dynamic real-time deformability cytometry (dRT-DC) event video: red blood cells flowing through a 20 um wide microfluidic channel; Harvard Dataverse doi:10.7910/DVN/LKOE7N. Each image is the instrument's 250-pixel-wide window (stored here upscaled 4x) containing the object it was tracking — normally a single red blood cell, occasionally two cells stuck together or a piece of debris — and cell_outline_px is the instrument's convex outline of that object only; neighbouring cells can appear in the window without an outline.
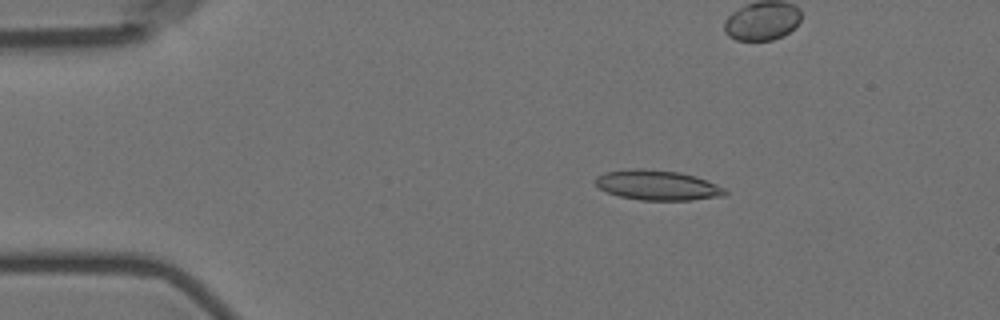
{"species": "Egyptian fruit bat (a non-hibernating species)", "species_latin": "Rousettus aegyptiacus", "temperature_condition": "room temperature", "stored_images_in_passage": 8, "camera_frame_rate_fps": 3000, "um_per_image_px": 0.085, "animal": {"sex": "female"}, "frame": {"image": 1, "passage_image": 3, "time_ms": 2.333, "image_size_px": [1000, 320], "cell_outline_px": [[728, 192], [724, 196], [692, 200], [640, 200], [620, 196], [608, 192], [600, 188], [592, 180], [596, 176], [604, 172], [628, 168], [644, 168], [680, 172], [696, 176], [716, 184], [724, 188]], "centroid_in_image_um": [55.86, 15.73], "position_along_channel_um": 29.1, "area_um2": 22.89}}
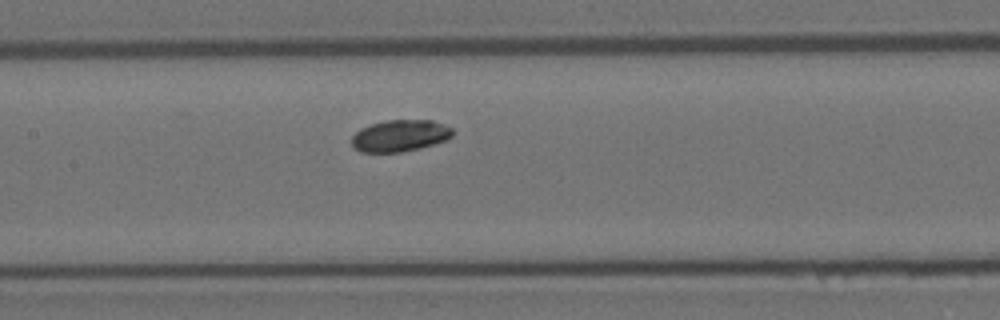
{"frame": {"image": 2, "passage_image": 8, "time_ms": 9.333, "image_size_px": [1000, 320], "cell_outline_px": [[452, 136], [444, 140], [420, 148], [400, 152], [360, 152], [352, 148], [352, 136], [360, 128], [372, 124], [388, 120], [432, 120], [452, 128]], "centroid_in_image_um": [33.95, 11.54], "position_along_channel_um": 173.4, "area_um2": 18.5}}